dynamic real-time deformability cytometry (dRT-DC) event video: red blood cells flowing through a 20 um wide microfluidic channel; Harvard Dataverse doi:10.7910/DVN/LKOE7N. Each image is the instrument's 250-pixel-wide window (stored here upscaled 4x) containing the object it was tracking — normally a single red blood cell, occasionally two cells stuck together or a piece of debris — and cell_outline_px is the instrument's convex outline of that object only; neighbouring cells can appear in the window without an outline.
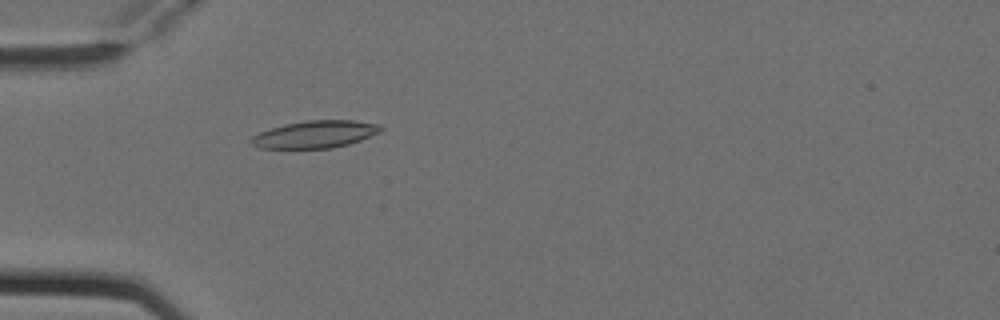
{"species": "Egyptian fruit bat (a non-hibernating species)", "species_latin": "Rousettus aegyptiacus", "temperature_condition": "cold", "stored_images_in_passage": 5, "camera_frame_rate_fps": 3000, "um_per_image_px": 0.085, "animal": {"sex": "female"}, "frame": {"image": 1, "passage_image": 5, "time_ms": 1.333, "image_size_px": [1000, 320], "cell_outline_px": [[384, 128], [380, 132], [360, 140], [348, 144], [332, 148], [260, 148], [252, 144], [248, 140], [252, 136], [260, 132], [284, 124], [308, 120], [352, 120], [380, 124]], "centroid_in_image_um": [26.79, 11.41], "position_along_channel_um": 58.2, "area_um2": 20.58}}